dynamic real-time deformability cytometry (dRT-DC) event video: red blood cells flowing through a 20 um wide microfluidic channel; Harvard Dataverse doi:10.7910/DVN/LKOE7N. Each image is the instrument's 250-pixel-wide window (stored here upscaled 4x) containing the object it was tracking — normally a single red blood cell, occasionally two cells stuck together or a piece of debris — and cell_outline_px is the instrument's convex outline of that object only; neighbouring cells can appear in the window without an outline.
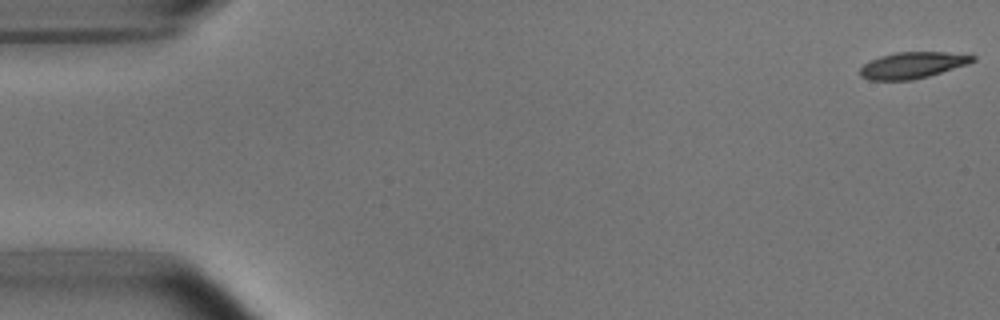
{"species": "common noctule bat (a hibernating species)", "species_latin": "Nyctalus noctula", "temperature_condition": "room temperature", "stored_images_in_passage": 53, "camera_frame_rate_fps": 3000, "um_per_image_px": 0.085, "animal": {"sex": "male", "body_mass_g": 15.6}, "frame": {"image": 1, "passage_image": 1, "time_ms": 0.0, "image_size_px": [1000, 320], "cell_outline_px": [[976, 60], [968, 64], [928, 76], [912, 80], [868, 80], [860, 76], [860, 68], [868, 60], [880, 56], [896, 52], [944, 52], [976, 56]], "centroid_in_image_um": [77.53, 5.54], "position_along_channel_um": 7.5, "area_um2": 17.28}}
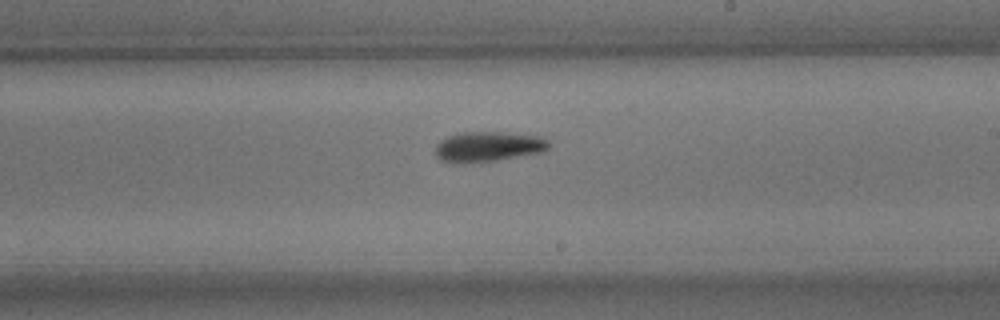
{"frame": {"image": 2, "passage_image": 31, "time_ms": 10.0, "image_size_px": [1000, 320], "cell_outline_px": [[548, 148], [544, 152], [496, 160], [464, 164], [452, 164], [440, 160], [436, 156], [436, 144], [440, 140], [448, 136], [464, 132], [500, 132], [540, 136], [548, 140]], "centroid_in_image_um": [41.45, 12.48], "position_along_channel_um": 247.5, "area_um2": 20.11}}
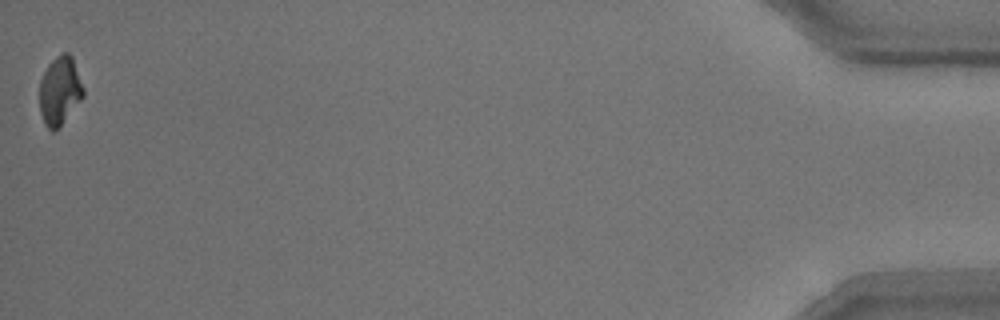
{"frame": {"image": 3, "passage_image": 53, "time_ms": 17.333, "image_size_px": [1000, 320], "cell_outline_px": [[84, 96], [60, 124], [52, 132], [44, 124], [40, 112], [40, 80], [48, 64], [60, 52], [68, 52], [72, 56], [84, 88]], "centroid_in_image_um": [5.08, 7.66], "position_along_channel_um": 430.1, "area_um2": 17.28}, "authors_computed_cell_mechanics": {"area_um2": 18.496, "velocity_mm_per_s": 3.7567, "shape_relaxation_time_tau1_ms": 2.4154, "shape_relaxation_time_tau2_ms": null, "deformation_change_tau1": 0.1672, "deformation_change_tau2": null}}